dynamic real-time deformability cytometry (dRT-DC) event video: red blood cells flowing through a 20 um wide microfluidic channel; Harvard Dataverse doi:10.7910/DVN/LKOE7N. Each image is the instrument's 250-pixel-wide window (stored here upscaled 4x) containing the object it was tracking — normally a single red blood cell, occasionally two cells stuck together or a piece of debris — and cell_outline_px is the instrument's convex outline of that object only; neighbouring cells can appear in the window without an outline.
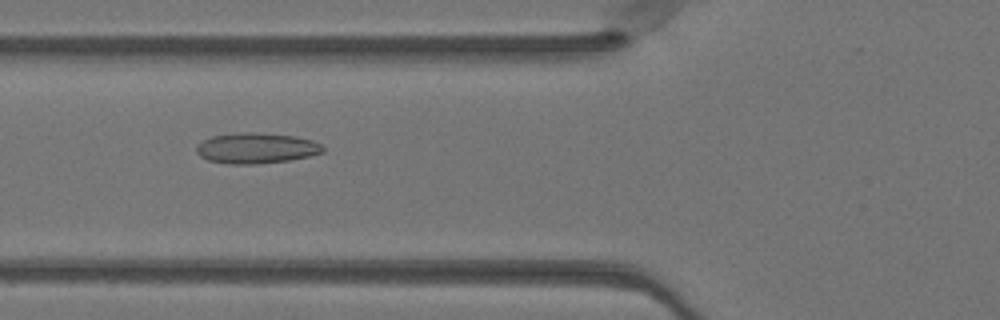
{"species": "Egyptian fruit bat (a non-hibernating species)", "species_latin": "Rousettus aegyptiacus", "temperature_condition": "warm", "stored_images_in_passage": 47, "camera_frame_rate_fps": 3000, "um_per_image_px": 0.085, "animal": {"sex": "female"}, "frame": {"image": 1, "passage_image": 19, "time_ms": 6.0, "image_size_px": [1000, 320], "cell_outline_px": [[324, 152], [308, 156], [288, 160], [256, 164], [228, 164], [208, 160], [200, 156], [196, 152], [196, 144], [212, 136], [244, 132], [252, 132], [296, 136], [312, 140], [320, 144], [324, 148]], "centroid_in_image_um": [21.76, 12.59], "position_along_channel_um": 104.0, "area_um2": 22.48}}
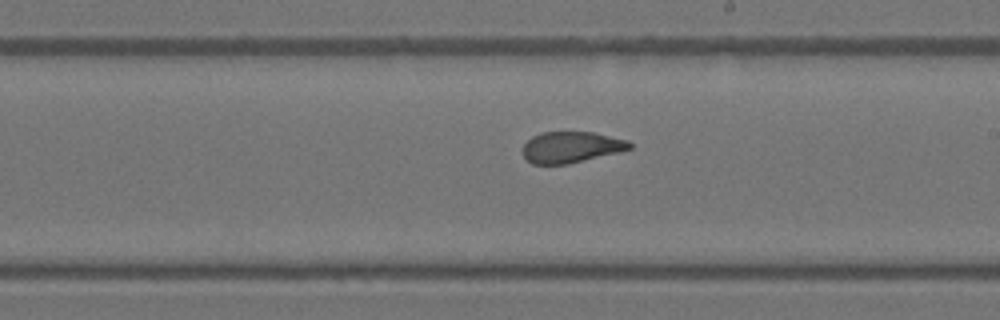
{"frame": {"image": 2, "passage_image": 29, "time_ms": 9.333, "image_size_px": [1000, 320], "cell_outline_px": [[632, 148], [568, 164], [532, 164], [524, 156], [524, 144], [532, 136], [540, 132], [592, 132], [628, 140], [632, 144]], "centroid_in_image_um": [48.53, 12.5], "position_along_channel_um": 240.5, "area_um2": 19.13}}
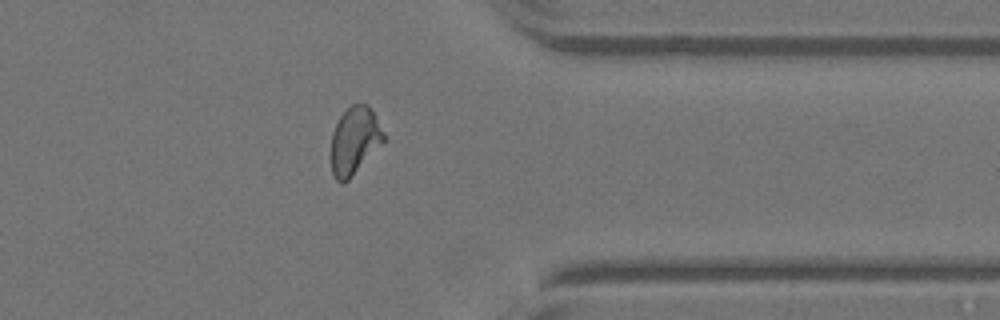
{"frame": {"image": 3, "passage_image": 40, "time_ms": 13.0, "image_size_px": [1000, 320], "cell_outline_px": [[384, 140], [348, 180], [344, 184], [340, 184], [336, 180], [332, 172], [332, 132], [340, 116], [352, 104], [368, 104], [384, 132]], "centroid_in_image_um": [30.12, 11.95], "position_along_channel_um": 381.3, "area_um2": 20.17}, "authors_computed_cell_mechanics": {"area_um2": 21.1548, "velocity_mm_per_s": 4.0825, "shape_relaxation_time_tau1_ms": null, "shape_relaxation_time_tau2_ms": 0.9849, "deformation_change_tau1": null, "deformation_change_tau2": 0.0886}}